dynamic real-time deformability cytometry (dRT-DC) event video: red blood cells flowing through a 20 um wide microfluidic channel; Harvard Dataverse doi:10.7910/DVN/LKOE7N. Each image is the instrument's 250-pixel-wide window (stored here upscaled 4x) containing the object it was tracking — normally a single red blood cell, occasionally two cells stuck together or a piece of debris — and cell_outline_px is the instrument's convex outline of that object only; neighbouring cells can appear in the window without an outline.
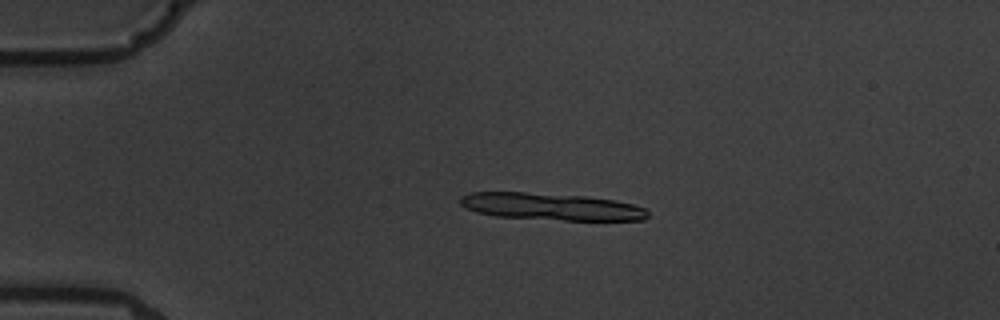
{"species": "common noctule bat (a hibernating species)", "species_latin": "Nyctalus noctula", "temperature_condition": "warm", "stored_images_in_passage": 7, "segment_of_instrument_passage": [1, 2], "camera_frame_rate_fps": 3000, "um_per_image_px": 0.085, "animal": {"sex": "male", "body_mass_g": 19.5, "forearm_length_mm": 54.6}, "frame": {"image": 1, "passage_image": 3, "time_ms": 2.333, "image_size_px": [1000, 320], "cell_outline_px": [[648, 216], [644, 220], [564, 220], [496, 216], [476, 212], [460, 204], [460, 196], [468, 192], [524, 192], [584, 196], [616, 200], [632, 204], [644, 208], [648, 212]], "centroid_in_image_um": [46.84, 17.55], "position_along_channel_um": 38.2, "area_um2": 29.48}}